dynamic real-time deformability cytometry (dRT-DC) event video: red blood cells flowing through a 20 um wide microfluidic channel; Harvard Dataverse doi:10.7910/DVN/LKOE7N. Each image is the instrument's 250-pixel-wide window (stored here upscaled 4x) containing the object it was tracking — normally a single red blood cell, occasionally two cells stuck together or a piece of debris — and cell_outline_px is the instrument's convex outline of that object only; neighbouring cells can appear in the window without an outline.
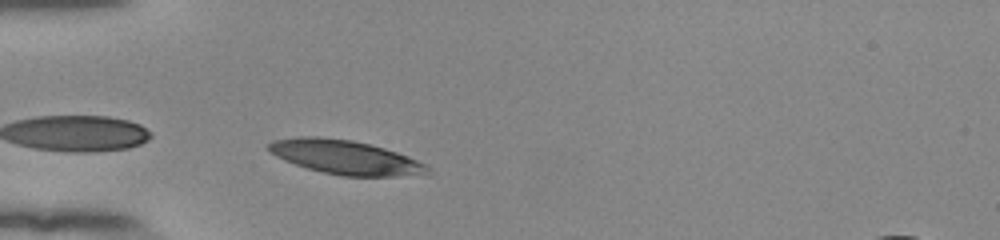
{"species": "human", "species_latin": "Homo sapiens", "temperature_condition": "room temperature", "stored_images_in_passage": 29, "camera_frame_rate_fps": 3000, "um_per_image_px": 0.085, "donor": {"sex": "female"}, "frame": {"image": 1, "passage_image": 1, "time_ms": 0.0, "image_size_px": [1000, 240], "cell_outline_px": [[432, 172], [396, 176], [340, 176], [308, 168], [284, 160], [276, 156], [264, 148], [272, 140], [296, 136], [316, 136], [352, 140], [372, 144], [408, 156], [424, 164]], "centroid_in_image_um": [29.27, 13.34], "position_along_channel_um": 55.7, "area_um2": 31.44}}
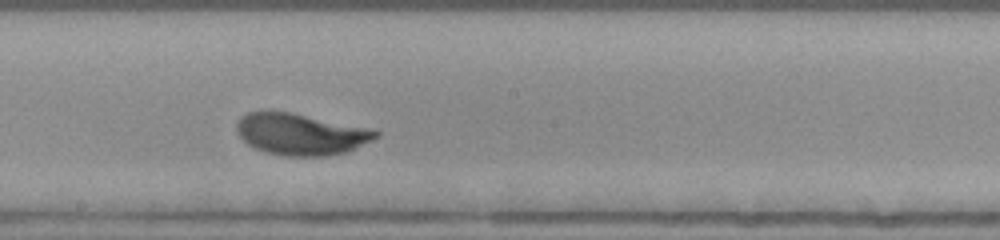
{"frame": {"image": 2, "passage_image": 15, "time_ms": 4.667, "image_size_px": [1000, 240], "cell_outline_px": [[380, 136], [348, 152], [324, 156], [284, 156], [268, 152], [256, 148], [248, 144], [240, 136], [236, 128], [236, 124], [240, 116], [248, 112], [292, 112], [364, 128], [380, 132]], "centroid_in_image_um": [25.55, 11.41], "position_along_channel_um": 222.7, "area_um2": 33.12}}
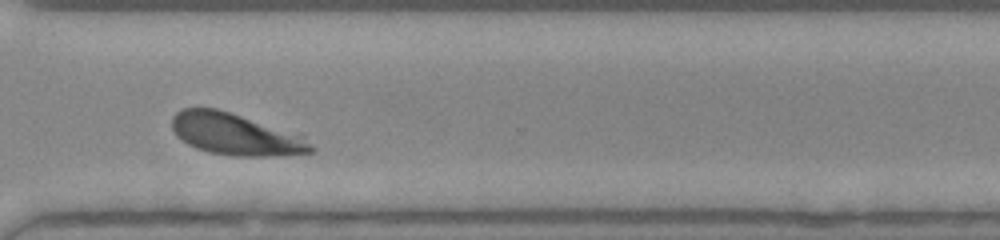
{"frame": {"image": 3, "passage_image": 25, "time_ms": 8.0, "image_size_px": [1000, 240], "cell_outline_px": [[316, 152], [272, 156], [232, 156], [208, 152], [196, 148], [188, 144], [176, 136], [172, 128], [172, 116], [180, 108], [216, 108], [300, 132], [316, 148]], "centroid_in_image_um": [20.09, 11.41], "position_along_channel_um": 350.5, "area_um2": 34.56}, "authors_computed_cell_mechanics": {"area_um2": 32.5992, "velocity_mm_per_s": 3.8276, "shape_relaxation_time_tau1_ms": 3.0274, "shape_relaxation_time_tau2_ms": null, "deformation_change_tau1": 0.1826, "deformation_change_tau2": null}}